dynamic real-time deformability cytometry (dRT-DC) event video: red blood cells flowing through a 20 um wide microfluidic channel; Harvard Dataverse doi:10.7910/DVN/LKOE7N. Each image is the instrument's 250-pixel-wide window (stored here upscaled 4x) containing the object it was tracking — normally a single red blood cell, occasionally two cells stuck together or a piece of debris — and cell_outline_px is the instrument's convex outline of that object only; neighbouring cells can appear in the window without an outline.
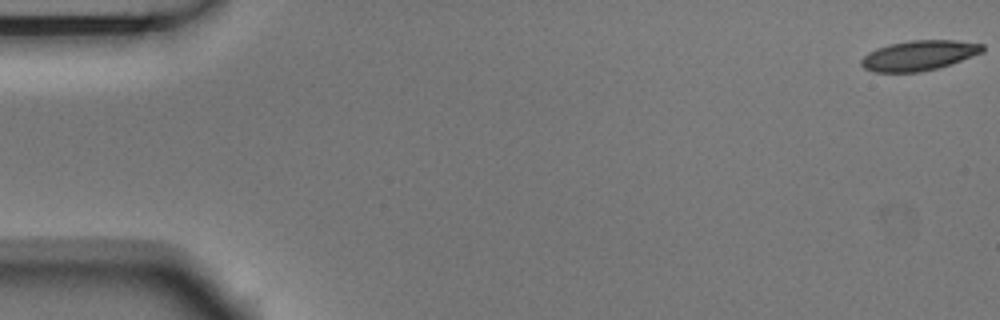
{"species": "Egyptian fruit bat (a non-hibernating species)", "species_latin": "Rousettus aegyptiacus", "temperature_condition": "room temperature", "stored_images_in_passage": 5, "camera_frame_rate_fps": 3000, "um_per_image_px": 0.085, "animal": {"sex": "male"}, "frame": {"image": 1, "passage_image": 1, "time_ms": 0.0, "image_size_px": [1000, 320], "cell_outline_px": [[984, 52], [936, 68], [920, 72], [876, 72], [864, 68], [860, 64], [860, 60], [868, 52], [876, 48], [888, 44], [908, 40], [956, 40], [984, 44]], "centroid_in_image_um": [78.08, 4.7], "position_along_channel_um": 6.9, "area_um2": 21.21}}
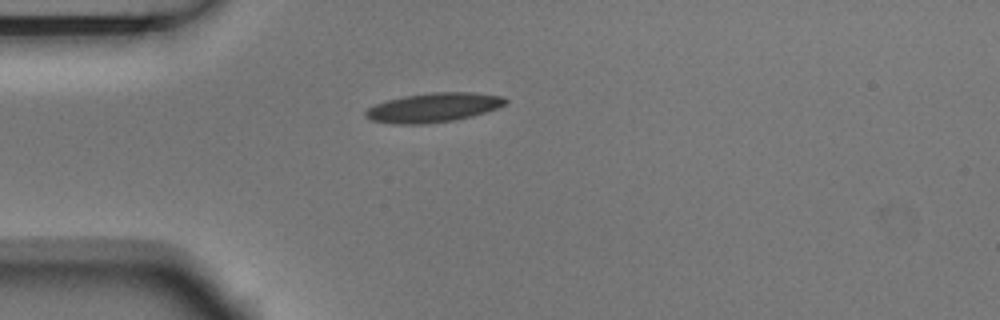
{"frame": {"image": 2, "passage_image": 4, "time_ms": 1.0, "image_size_px": [1000, 320], "cell_outline_px": [[508, 100], [504, 104], [496, 108], [472, 116], [452, 120], [420, 124], [392, 124], [372, 120], [364, 116], [364, 112], [368, 108], [376, 104], [388, 100], [404, 96], [432, 92], [472, 92], [504, 96]], "centroid_in_image_um": [36.83, 9.13], "position_along_channel_um": 48.2, "area_um2": 23.64}}